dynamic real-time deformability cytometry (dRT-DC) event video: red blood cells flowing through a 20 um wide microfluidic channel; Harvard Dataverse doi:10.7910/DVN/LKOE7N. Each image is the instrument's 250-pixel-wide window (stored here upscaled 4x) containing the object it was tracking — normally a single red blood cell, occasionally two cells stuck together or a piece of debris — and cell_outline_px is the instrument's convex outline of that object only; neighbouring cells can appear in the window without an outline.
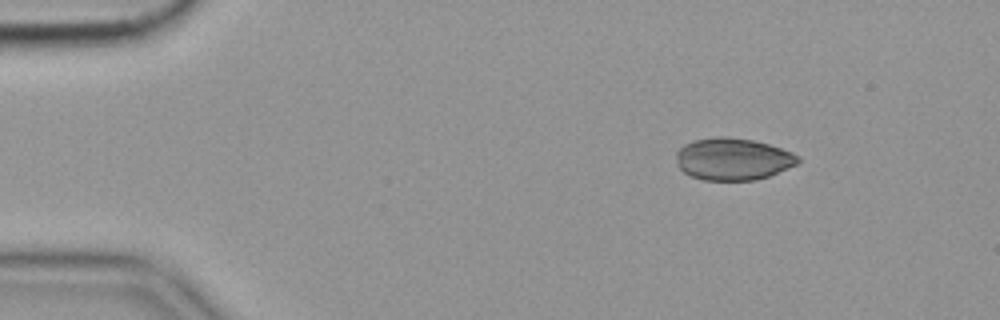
{"species": "common noctule bat (a hibernating species)", "species_latin": "Nyctalus noctula", "temperature_condition": "cold", "stored_images_in_passage": 51, "camera_frame_rate_fps": 3000, "um_per_image_px": 0.085, "animal": {"sex": "female", "body_mass_g": 19.9}, "frame": {"image": 1, "passage_image": 2, "time_ms": 0.333, "image_size_px": [1000, 320], "cell_outline_px": [[800, 160], [796, 164], [768, 176], [756, 180], [704, 180], [692, 176], [684, 172], [676, 164], [676, 152], [684, 144], [696, 140], [716, 136], [724, 136], [752, 140], [768, 144], [792, 152], [800, 156]], "centroid_in_image_um": [62.28, 13.52], "position_along_channel_um": 22.7, "area_um2": 29.77}}
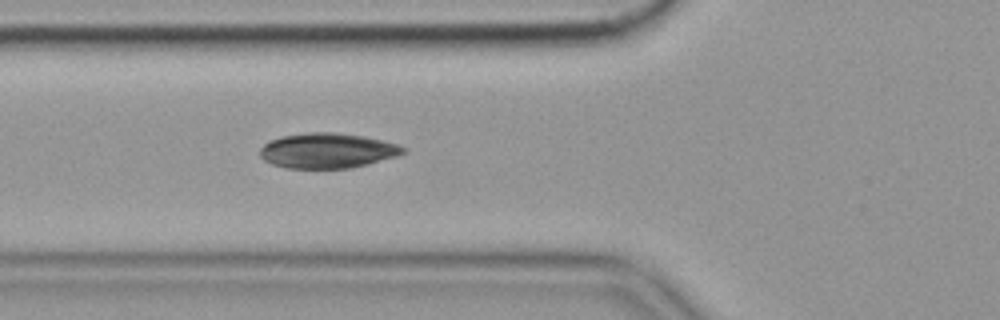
{"frame": {"image": 2, "passage_image": 15, "time_ms": 4.667, "image_size_px": [1000, 320], "cell_outline_px": [[408, 152], [396, 156], [368, 164], [352, 168], [284, 168], [272, 164], [264, 160], [260, 156], [260, 148], [264, 144], [280, 136], [308, 132], [332, 132], [364, 136], [396, 144], [404, 148]], "centroid_in_image_um": [27.81, 12.81], "position_along_channel_um": 98.0, "area_um2": 29.25}}
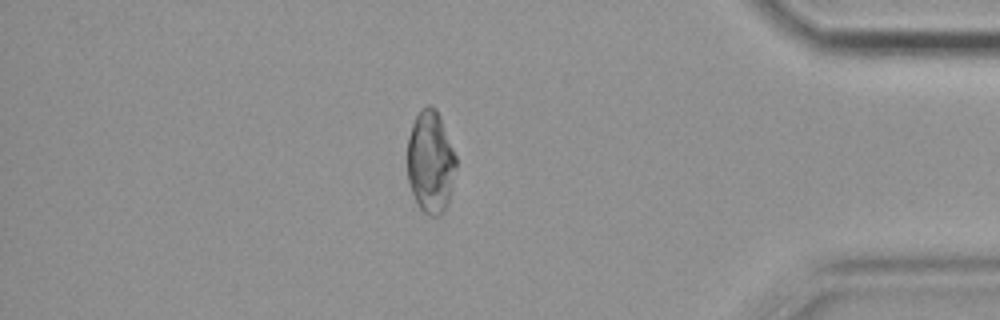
{"frame": {"image": 3, "passage_image": 43, "time_ms": 14.0, "image_size_px": [1000, 320], "cell_outline_px": [[456, 168], [448, 204], [444, 212], [440, 216], [428, 216], [416, 204], [408, 180], [408, 136], [412, 124], [420, 108], [428, 104], [432, 104], [436, 108], [440, 116], [456, 156]], "centroid_in_image_um": [36.6, 13.77], "position_along_channel_um": 398.6, "area_um2": 29.36}, "authors_computed_cell_mechanics": {"area_um2": 29.1312, "velocity_mm_per_s": 3.569, "shape_relaxation_time_tau1_ms": null, "shape_relaxation_time_tau2_ms": 2.0468, "deformation_change_tau1": null, "deformation_change_tau2": 0.0518}}